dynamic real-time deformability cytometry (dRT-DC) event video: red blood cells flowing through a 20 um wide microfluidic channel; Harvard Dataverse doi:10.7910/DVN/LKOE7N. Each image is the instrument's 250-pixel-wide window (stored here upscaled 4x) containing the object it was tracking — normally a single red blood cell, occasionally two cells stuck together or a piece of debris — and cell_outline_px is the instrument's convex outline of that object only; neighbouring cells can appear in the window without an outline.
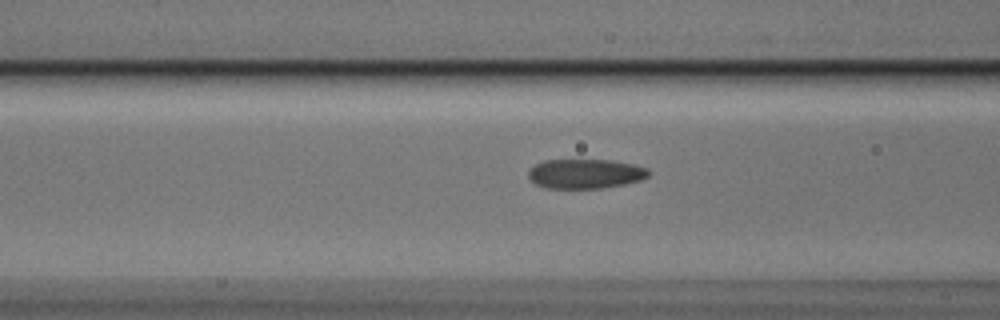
{"species": "Egyptian fruit bat (a non-hibernating species)", "species_latin": "Rousettus aegyptiacus", "temperature_condition": "cold", "stored_images_in_passage": 33, "camera_frame_rate_fps": 3000, "um_per_image_px": 0.085, "animal": {"sex": "male"}, "frame": {"image": 1, "passage_image": 4, "time_ms": 1.0, "image_size_px": [1000, 320], "cell_outline_px": [[648, 176], [640, 180], [624, 184], [600, 188], [544, 188], [536, 184], [528, 176], [528, 172], [536, 164], [544, 160], [612, 160], [632, 164], [648, 168]], "centroid_in_image_um": [49.74, 14.77], "position_along_channel_um": 116.9, "area_um2": 20.52}}
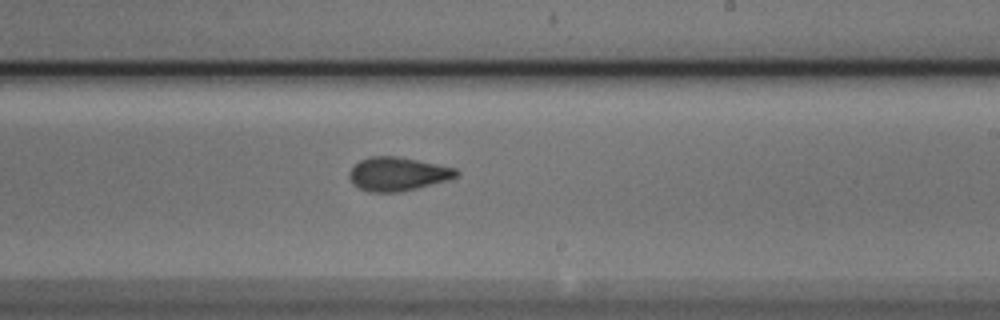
{"frame": {"image": 2, "passage_image": 15, "time_ms": 4.667, "image_size_px": [1000, 320], "cell_outline_px": [[460, 176], [448, 180], [400, 192], [368, 192], [352, 184], [348, 176], [348, 172], [360, 160], [368, 156], [396, 156], [456, 168], [460, 172]], "centroid_in_image_um": [33.8, 14.79], "position_along_channel_um": 255.2, "area_um2": 21.04}}
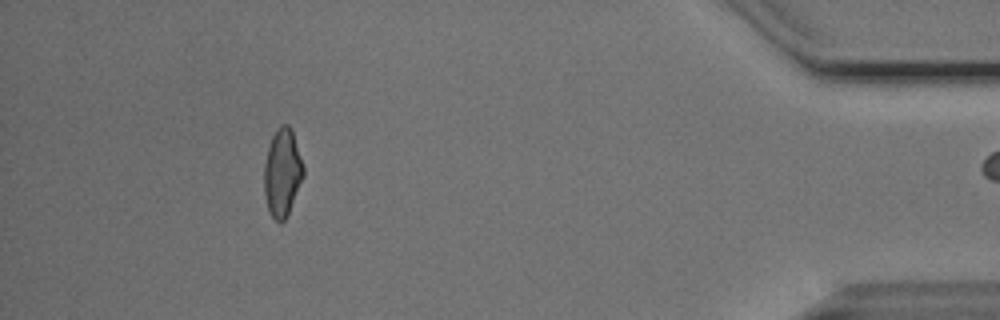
{"frame": {"image": 3, "passage_image": 32, "time_ms": 10.333, "image_size_px": [1000, 320], "cell_outline_px": [[304, 176], [288, 212], [284, 220], [280, 224], [268, 212], [264, 196], [264, 164], [268, 148], [272, 136], [276, 128], [280, 124], [288, 124], [292, 128], [304, 168]], "centroid_in_image_um": [23.98, 14.65], "position_along_channel_um": 411.2, "area_um2": 20.17}}